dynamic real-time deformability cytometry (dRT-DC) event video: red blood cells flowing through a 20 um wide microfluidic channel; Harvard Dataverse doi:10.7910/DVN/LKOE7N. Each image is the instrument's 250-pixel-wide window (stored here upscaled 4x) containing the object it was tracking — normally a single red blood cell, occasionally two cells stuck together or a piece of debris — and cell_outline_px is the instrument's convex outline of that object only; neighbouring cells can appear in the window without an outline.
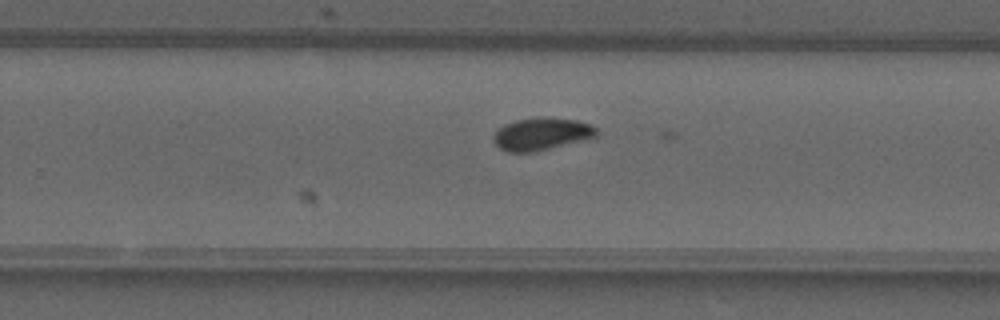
{"species": "common noctule bat (a hibernating species)", "species_latin": "Nyctalus noctula", "temperature_condition": "warm", "stored_images_in_passage": 26, "camera_frame_rate_fps": 3000, "um_per_image_px": 0.085, "animal": {"sex": "male", "forearm_length_mm": 52.5}, "frame": {"image": 1, "passage_image": 22, "time_ms": 7.0, "image_size_px": [1000, 320], "cell_outline_px": [[596, 136], [536, 152], [508, 152], [500, 148], [492, 140], [492, 136], [496, 128], [504, 124], [516, 120], [540, 116], [544, 116], [576, 120], [588, 124], [596, 128]], "centroid_in_image_um": [45.94, 11.37], "position_along_channel_um": 283.9, "area_um2": 19.54}}